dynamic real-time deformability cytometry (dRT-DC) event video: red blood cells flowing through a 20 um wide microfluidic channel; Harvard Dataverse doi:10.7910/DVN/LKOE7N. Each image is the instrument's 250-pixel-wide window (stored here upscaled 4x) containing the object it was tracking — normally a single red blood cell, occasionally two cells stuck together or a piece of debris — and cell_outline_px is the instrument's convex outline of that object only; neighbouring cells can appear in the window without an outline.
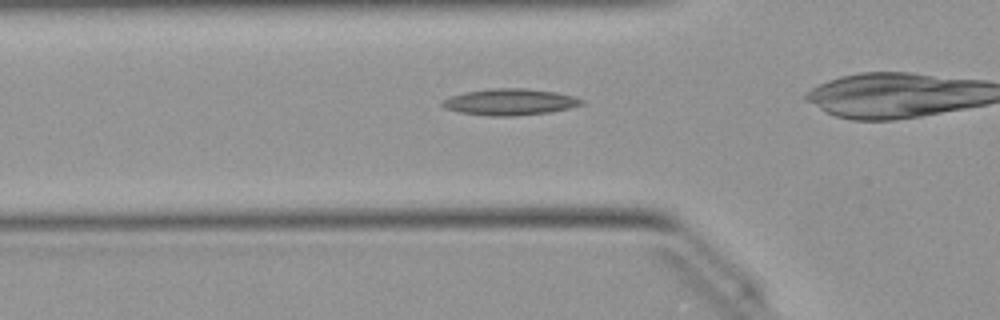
{"species": "Egyptian fruit bat (a non-hibernating species)", "species_latin": "Rousettus aegyptiacus", "temperature_condition": "warm", "stored_images_in_passage": 35, "camera_frame_rate_fps": 3000, "um_per_image_px": 0.085, "animal": {"sex": "female"}, "frame": {"image": 1, "passage_image": 12, "time_ms": 3.667, "image_size_px": [1000, 320], "cell_outline_px": [[584, 104], [568, 108], [548, 112], [512, 116], [492, 116], [460, 112], [444, 108], [440, 104], [440, 100], [448, 96], [464, 92], [492, 88], [528, 88], [556, 92], [572, 96], [584, 100]], "centroid_in_image_um": [43.28, 8.65], "position_along_channel_um": 82.5, "area_um2": 21.5}}
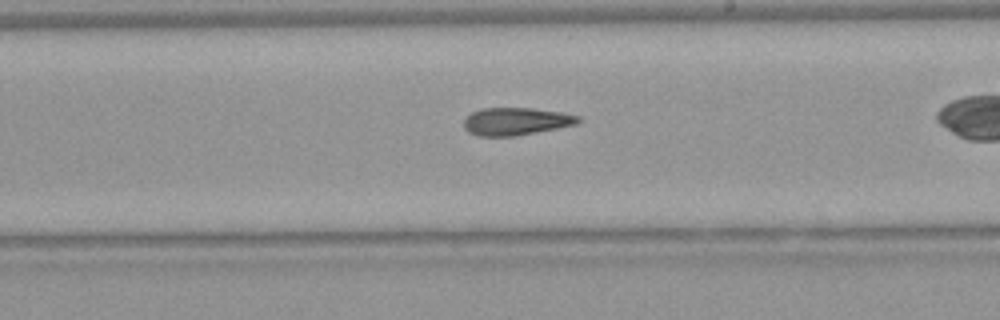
{"frame": {"image": 2, "passage_image": 24, "time_ms": 7.667, "image_size_px": [1000, 320], "cell_outline_px": [[584, 120], [576, 124], [556, 128], [512, 136], [476, 136], [468, 132], [464, 128], [464, 116], [480, 108], [532, 108], [560, 112], [580, 116]], "centroid_in_image_um": [43.82, 10.31], "position_along_channel_um": 245.2, "area_um2": 18.44}}
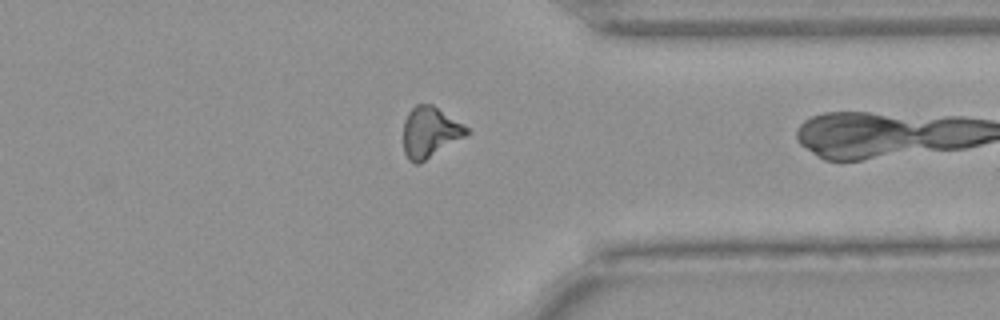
{"frame": {"image": 3, "passage_image": 34, "time_ms": 11.0, "image_size_px": [1000, 320], "cell_outline_px": [[468, 132], [464, 136], [420, 164], [416, 164], [408, 160], [404, 152], [404, 120], [408, 112], [416, 104], [432, 104], [468, 128]], "centroid_in_image_um": [36.5, 11.25], "position_along_channel_um": 374.9, "area_um2": 18.38}}